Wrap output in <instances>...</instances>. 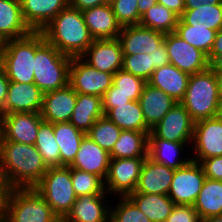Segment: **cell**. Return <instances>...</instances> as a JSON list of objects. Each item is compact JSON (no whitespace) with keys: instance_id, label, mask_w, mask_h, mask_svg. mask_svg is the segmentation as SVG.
<instances>
[{"instance_id":"cell-33","label":"cell","mask_w":222,"mask_h":222,"mask_svg":"<svg viewBox=\"0 0 222 222\" xmlns=\"http://www.w3.org/2000/svg\"><path fill=\"white\" fill-rule=\"evenodd\" d=\"M150 132L122 130L120 137L110 152L111 158H137L148 156Z\"/></svg>"},{"instance_id":"cell-46","label":"cell","mask_w":222,"mask_h":222,"mask_svg":"<svg viewBox=\"0 0 222 222\" xmlns=\"http://www.w3.org/2000/svg\"><path fill=\"white\" fill-rule=\"evenodd\" d=\"M200 165L206 178L222 181V156L203 159Z\"/></svg>"},{"instance_id":"cell-36","label":"cell","mask_w":222,"mask_h":222,"mask_svg":"<svg viewBox=\"0 0 222 222\" xmlns=\"http://www.w3.org/2000/svg\"><path fill=\"white\" fill-rule=\"evenodd\" d=\"M179 16L166 6L156 3L142 14L139 24L162 33H173L176 30Z\"/></svg>"},{"instance_id":"cell-57","label":"cell","mask_w":222,"mask_h":222,"mask_svg":"<svg viewBox=\"0 0 222 222\" xmlns=\"http://www.w3.org/2000/svg\"><path fill=\"white\" fill-rule=\"evenodd\" d=\"M216 74L218 75L220 92H221V96H222V73H216Z\"/></svg>"},{"instance_id":"cell-26","label":"cell","mask_w":222,"mask_h":222,"mask_svg":"<svg viewBox=\"0 0 222 222\" xmlns=\"http://www.w3.org/2000/svg\"><path fill=\"white\" fill-rule=\"evenodd\" d=\"M138 101L145 122L150 128L160 122L168 111L177 103L171 96L148 83L145 84Z\"/></svg>"},{"instance_id":"cell-54","label":"cell","mask_w":222,"mask_h":222,"mask_svg":"<svg viewBox=\"0 0 222 222\" xmlns=\"http://www.w3.org/2000/svg\"><path fill=\"white\" fill-rule=\"evenodd\" d=\"M156 3H158L157 0H138L137 5L139 14L142 16L143 13H145Z\"/></svg>"},{"instance_id":"cell-44","label":"cell","mask_w":222,"mask_h":222,"mask_svg":"<svg viewBox=\"0 0 222 222\" xmlns=\"http://www.w3.org/2000/svg\"><path fill=\"white\" fill-rule=\"evenodd\" d=\"M165 222H202L197 211L191 205L175 204Z\"/></svg>"},{"instance_id":"cell-52","label":"cell","mask_w":222,"mask_h":222,"mask_svg":"<svg viewBox=\"0 0 222 222\" xmlns=\"http://www.w3.org/2000/svg\"><path fill=\"white\" fill-rule=\"evenodd\" d=\"M10 190V187L8 186L4 174H3V170L1 168V164H0V209L4 203V200L6 199L8 192Z\"/></svg>"},{"instance_id":"cell-45","label":"cell","mask_w":222,"mask_h":222,"mask_svg":"<svg viewBox=\"0 0 222 222\" xmlns=\"http://www.w3.org/2000/svg\"><path fill=\"white\" fill-rule=\"evenodd\" d=\"M101 98L104 114H106L111 108L117 107V105L126 104L132 101L127 95H124L121 92H115L114 84H112Z\"/></svg>"},{"instance_id":"cell-5","label":"cell","mask_w":222,"mask_h":222,"mask_svg":"<svg viewBox=\"0 0 222 222\" xmlns=\"http://www.w3.org/2000/svg\"><path fill=\"white\" fill-rule=\"evenodd\" d=\"M60 219L34 188H10L0 222H56Z\"/></svg>"},{"instance_id":"cell-9","label":"cell","mask_w":222,"mask_h":222,"mask_svg":"<svg viewBox=\"0 0 222 222\" xmlns=\"http://www.w3.org/2000/svg\"><path fill=\"white\" fill-rule=\"evenodd\" d=\"M112 84L113 74L93 68L81 57H72L69 85L76 93L102 97Z\"/></svg>"},{"instance_id":"cell-2","label":"cell","mask_w":222,"mask_h":222,"mask_svg":"<svg viewBox=\"0 0 222 222\" xmlns=\"http://www.w3.org/2000/svg\"><path fill=\"white\" fill-rule=\"evenodd\" d=\"M45 40L69 57H81L93 42L82 11L67 6L42 30Z\"/></svg>"},{"instance_id":"cell-24","label":"cell","mask_w":222,"mask_h":222,"mask_svg":"<svg viewBox=\"0 0 222 222\" xmlns=\"http://www.w3.org/2000/svg\"><path fill=\"white\" fill-rule=\"evenodd\" d=\"M189 77L190 74L169 63L156 68L147 83L180 102L185 96Z\"/></svg>"},{"instance_id":"cell-32","label":"cell","mask_w":222,"mask_h":222,"mask_svg":"<svg viewBox=\"0 0 222 222\" xmlns=\"http://www.w3.org/2000/svg\"><path fill=\"white\" fill-rule=\"evenodd\" d=\"M85 135L86 133L70 122L54 123V136L60 150L61 166H69L74 161Z\"/></svg>"},{"instance_id":"cell-49","label":"cell","mask_w":222,"mask_h":222,"mask_svg":"<svg viewBox=\"0 0 222 222\" xmlns=\"http://www.w3.org/2000/svg\"><path fill=\"white\" fill-rule=\"evenodd\" d=\"M157 2L161 5L166 6L168 9L177 14L179 17L185 11L184 0H157Z\"/></svg>"},{"instance_id":"cell-42","label":"cell","mask_w":222,"mask_h":222,"mask_svg":"<svg viewBox=\"0 0 222 222\" xmlns=\"http://www.w3.org/2000/svg\"><path fill=\"white\" fill-rule=\"evenodd\" d=\"M122 69L146 82L155 70L151 55L147 53L123 55Z\"/></svg>"},{"instance_id":"cell-51","label":"cell","mask_w":222,"mask_h":222,"mask_svg":"<svg viewBox=\"0 0 222 222\" xmlns=\"http://www.w3.org/2000/svg\"><path fill=\"white\" fill-rule=\"evenodd\" d=\"M222 54V29L216 32L213 46L210 50L208 60L209 63L218 55Z\"/></svg>"},{"instance_id":"cell-22","label":"cell","mask_w":222,"mask_h":222,"mask_svg":"<svg viewBox=\"0 0 222 222\" xmlns=\"http://www.w3.org/2000/svg\"><path fill=\"white\" fill-rule=\"evenodd\" d=\"M173 174L174 169L157 163L147 156L134 192L168 195Z\"/></svg>"},{"instance_id":"cell-61","label":"cell","mask_w":222,"mask_h":222,"mask_svg":"<svg viewBox=\"0 0 222 222\" xmlns=\"http://www.w3.org/2000/svg\"><path fill=\"white\" fill-rule=\"evenodd\" d=\"M107 3H111V2H113L114 0H105Z\"/></svg>"},{"instance_id":"cell-10","label":"cell","mask_w":222,"mask_h":222,"mask_svg":"<svg viewBox=\"0 0 222 222\" xmlns=\"http://www.w3.org/2000/svg\"><path fill=\"white\" fill-rule=\"evenodd\" d=\"M206 176L199 162L190 160L174 170L168 196L175 204L193 206Z\"/></svg>"},{"instance_id":"cell-27","label":"cell","mask_w":222,"mask_h":222,"mask_svg":"<svg viewBox=\"0 0 222 222\" xmlns=\"http://www.w3.org/2000/svg\"><path fill=\"white\" fill-rule=\"evenodd\" d=\"M191 143H180L160 138H149L148 141V157L153 161L164 164L165 166L174 170L183 167L190 160L191 157L184 159L178 155L184 150V147H188Z\"/></svg>"},{"instance_id":"cell-55","label":"cell","mask_w":222,"mask_h":222,"mask_svg":"<svg viewBox=\"0 0 222 222\" xmlns=\"http://www.w3.org/2000/svg\"><path fill=\"white\" fill-rule=\"evenodd\" d=\"M209 68L215 73H222V54H218L210 63Z\"/></svg>"},{"instance_id":"cell-62","label":"cell","mask_w":222,"mask_h":222,"mask_svg":"<svg viewBox=\"0 0 222 222\" xmlns=\"http://www.w3.org/2000/svg\"><path fill=\"white\" fill-rule=\"evenodd\" d=\"M0 70H1V53H0Z\"/></svg>"},{"instance_id":"cell-19","label":"cell","mask_w":222,"mask_h":222,"mask_svg":"<svg viewBox=\"0 0 222 222\" xmlns=\"http://www.w3.org/2000/svg\"><path fill=\"white\" fill-rule=\"evenodd\" d=\"M107 197L109 198L108 194L77 197L64 219L67 222H110L111 205L107 203L111 200H107Z\"/></svg>"},{"instance_id":"cell-29","label":"cell","mask_w":222,"mask_h":222,"mask_svg":"<svg viewBox=\"0 0 222 222\" xmlns=\"http://www.w3.org/2000/svg\"><path fill=\"white\" fill-rule=\"evenodd\" d=\"M128 198L151 222H165L175 205L168 195L134 192Z\"/></svg>"},{"instance_id":"cell-58","label":"cell","mask_w":222,"mask_h":222,"mask_svg":"<svg viewBox=\"0 0 222 222\" xmlns=\"http://www.w3.org/2000/svg\"><path fill=\"white\" fill-rule=\"evenodd\" d=\"M218 116L222 119V97H221L220 110Z\"/></svg>"},{"instance_id":"cell-60","label":"cell","mask_w":222,"mask_h":222,"mask_svg":"<svg viewBox=\"0 0 222 222\" xmlns=\"http://www.w3.org/2000/svg\"><path fill=\"white\" fill-rule=\"evenodd\" d=\"M0 138H1V116H0Z\"/></svg>"},{"instance_id":"cell-50","label":"cell","mask_w":222,"mask_h":222,"mask_svg":"<svg viewBox=\"0 0 222 222\" xmlns=\"http://www.w3.org/2000/svg\"><path fill=\"white\" fill-rule=\"evenodd\" d=\"M10 80L5 72L0 70V113L4 110L5 100L9 88Z\"/></svg>"},{"instance_id":"cell-6","label":"cell","mask_w":222,"mask_h":222,"mask_svg":"<svg viewBox=\"0 0 222 222\" xmlns=\"http://www.w3.org/2000/svg\"><path fill=\"white\" fill-rule=\"evenodd\" d=\"M71 60L45 41L35 52L34 83L43 93L66 87Z\"/></svg>"},{"instance_id":"cell-14","label":"cell","mask_w":222,"mask_h":222,"mask_svg":"<svg viewBox=\"0 0 222 222\" xmlns=\"http://www.w3.org/2000/svg\"><path fill=\"white\" fill-rule=\"evenodd\" d=\"M40 113L21 112L1 115L0 141L35 145L42 121Z\"/></svg>"},{"instance_id":"cell-4","label":"cell","mask_w":222,"mask_h":222,"mask_svg":"<svg viewBox=\"0 0 222 222\" xmlns=\"http://www.w3.org/2000/svg\"><path fill=\"white\" fill-rule=\"evenodd\" d=\"M221 92L218 75L210 68L191 74L180 103L194 122L219 115Z\"/></svg>"},{"instance_id":"cell-47","label":"cell","mask_w":222,"mask_h":222,"mask_svg":"<svg viewBox=\"0 0 222 222\" xmlns=\"http://www.w3.org/2000/svg\"><path fill=\"white\" fill-rule=\"evenodd\" d=\"M149 55H151L152 64H154L155 69L170 63L165 41L158 45Z\"/></svg>"},{"instance_id":"cell-15","label":"cell","mask_w":222,"mask_h":222,"mask_svg":"<svg viewBox=\"0 0 222 222\" xmlns=\"http://www.w3.org/2000/svg\"><path fill=\"white\" fill-rule=\"evenodd\" d=\"M81 58L93 68L115 74L122 69L123 51L120 40H93Z\"/></svg>"},{"instance_id":"cell-7","label":"cell","mask_w":222,"mask_h":222,"mask_svg":"<svg viewBox=\"0 0 222 222\" xmlns=\"http://www.w3.org/2000/svg\"><path fill=\"white\" fill-rule=\"evenodd\" d=\"M34 189L45 199L60 219L66 217L77 199L72 186L69 166L48 167Z\"/></svg>"},{"instance_id":"cell-43","label":"cell","mask_w":222,"mask_h":222,"mask_svg":"<svg viewBox=\"0 0 222 222\" xmlns=\"http://www.w3.org/2000/svg\"><path fill=\"white\" fill-rule=\"evenodd\" d=\"M137 1L114 0L110 3L121 27L139 24L141 15L138 12Z\"/></svg>"},{"instance_id":"cell-16","label":"cell","mask_w":222,"mask_h":222,"mask_svg":"<svg viewBox=\"0 0 222 222\" xmlns=\"http://www.w3.org/2000/svg\"><path fill=\"white\" fill-rule=\"evenodd\" d=\"M43 94L35 83L10 81L4 110L0 115L21 112L40 113Z\"/></svg>"},{"instance_id":"cell-3","label":"cell","mask_w":222,"mask_h":222,"mask_svg":"<svg viewBox=\"0 0 222 222\" xmlns=\"http://www.w3.org/2000/svg\"><path fill=\"white\" fill-rule=\"evenodd\" d=\"M45 41L41 31H32L0 44L1 69L10 81L34 83L35 52Z\"/></svg>"},{"instance_id":"cell-40","label":"cell","mask_w":222,"mask_h":222,"mask_svg":"<svg viewBox=\"0 0 222 222\" xmlns=\"http://www.w3.org/2000/svg\"><path fill=\"white\" fill-rule=\"evenodd\" d=\"M118 201L110 208V222H151L128 197H119Z\"/></svg>"},{"instance_id":"cell-1","label":"cell","mask_w":222,"mask_h":222,"mask_svg":"<svg viewBox=\"0 0 222 222\" xmlns=\"http://www.w3.org/2000/svg\"><path fill=\"white\" fill-rule=\"evenodd\" d=\"M0 164L10 188H34L48 170L35 145L0 141Z\"/></svg>"},{"instance_id":"cell-53","label":"cell","mask_w":222,"mask_h":222,"mask_svg":"<svg viewBox=\"0 0 222 222\" xmlns=\"http://www.w3.org/2000/svg\"><path fill=\"white\" fill-rule=\"evenodd\" d=\"M184 2H185V9H193V8H196V6H199V4H202V5L221 4L222 0H184Z\"/></svg>"},{"instance_id":"cell-35","label":"cell","mask_w":222,"mask_h":222,"mask_svg":"<svg viewBox=\"0 0 222 222\" xmlns=\"http://www.w3.org/2000/svg\"><path fill=\"white\" fill-rule=\"evenodd\" d=\"M35 146L47 167H61V156L54 136V124L42 120L36 137Z\"/></svg>"},{"instance_id":"cell-59","label":"cell","mask_w":222,"mask_h":222,"mask_svg":"<svg viewBox=\"0 0 222 222\" xmlns=\"http://www.w3.org/2000/svg\"><path fill=\"white\" fill-rule=\"evenodd\" d=\"M56 222H67L65 219H58Z\"/></svg>"},{"instance_id":"cell-11","label":"cell","mask_w":222,"mask_h":222,"mask_svg":"<svg viewBox=\"0 0 222 222\" xmlns=\"http://www.w3.org/2000/svg\"><path fill=\"white\" fill-rule=\"evenodd\" d=\"M194 123L185 107L177 102L162 120L151 128L149 138L192 143Z\"/></svg>"},{"instance_id":"cell-21","label":"cell","mask_w":222,"mask_h":222,"mask_svg":"<svg viewBox=\"0 0 222 222\" xmlns=\"http://www.w3.org/2000/svg\"><path fill=\"white\" fill-rule=\"evenodd\" d=\"M85 23L94 40L117 39L121 25L113 13L111 4L88 8L82 11Z\"/></svg>"},{"instance_id":"cell-8","label":"cell","mask_w":222,"mask_h":222,"mask_svg":"<svg viewBox=\"0 0 222 222\" xmlns=\"http://www.w3.org/2000/svg\"><path fill=\"white\" fill-rule=\"evenodd\" d=\"M146 157L111 158L104 184L106 192L116 197L134 193Z\"/></svg>"},{"instance_id":"cell-25","label":"cell","mask_w":222,"mask_h":222,"mask_svg":"<svg viewBox=\"0 0 222 222\" xmlns=\"http://www.w3.org/2000/svg\"><path fill=\"white\" fill-rule=\"evenodd\" d=\"M31 32L24 21L20 0H0V44Z\"/></svg>"},{"instance_id":"cell-31","label":"cell","mask_w":222,"mask_h":222,"mask_svg":"<svg viewBox=\"0 0 222 222\" xmlns=\"http://www.w3.org/2000/svg\"><path fill=\"white\" fill-rule=\"evenodd\" d=\"M105 116L121 130L151 132V128L145 122L139 101L117 105V107L111 108Z\"/></svg>"},{"instance_id":"cell-28","label":"cell","mask_w":222,"mask_h":222,"mask_svg":"<svg viewBox=\"0 0 222 222\" xmlns=\"http://www.w3.org/2000/svg\"><path fill=\"white\" fill-rule=\"evenodd\" d=\"M105 116L102 98L95 95L77 93V101L70 123L87 133L95 122Z\"/></svg>"},{"instance_id":"cell-37","label":"cell","mask_w":222,"mask_h":222,"mask_svg":"<svg viewBox=\"0 0 222 222\" xmlns=\"http://www.w3.org/2000/svg\"><path fill=\"white\" fill-rule=\"evenodd\" d=\"M175 33L190 45L201 50L207 56H209L210 50L215 40V30L186 25L179 18Z\"/></svg>"},{"instance_id":"cell-34","label":"cell","mask_w":222,"mask_h":222,"mask_svg":"<svg viewBox=\"0 0 222 222\" xmlns=\"http://www.w3.org/2000/svg\"><path fill=\"white\" fill-rule=\"evenodd\" d=\"M179 18L186 25L208 28L217 32L222 29V3L216 5L199 4L196 8L185 9Z\"/></svg>"},{"instance_id":"cell-38","label":"cell","mask_w":222,"mask_h":222,"mask_svg":"<svg viewBox=\"0 0 222 222\" xmlns=\"http://www.w3.org/2000/svg\"><path fill=\"white\" fill-rule=\"evenodd\" d=\"M121 129L106 116L98 119L86 133L96 144L111 152L121 134Z\"/></svg>"},{"instance_id":"cell-48","label":"cell","mask_w":222,"mask_h":222,"mask_svg":"<svg viewBox=\"0 0 222 222\" xmlns=\"http://www.w3.org/2000/svg\"><path fill=\"white\" fill-rule=\"evenodd\" d=\"M107 3L105 0H69V6L83 11Z\"/></svg>"},{"instance_id":"cell-23","label":"cell","mask_w":222,"mask_h":222,"mask_svg":"<svg viewBox=\"0 0 222 222\" xmlns=\"http://www.w3.org/2000/svg\"><path fill=\"white\" fill-rule=\"evenodd\" d=\"M25 23L32 31H41L69 5V0H20Z\"/></svg>"},{"instance_id":"cell-20","label":"cell","mask_w":222,"mask_h":222,"mask_svg":"<svg viewBox=\"0 0 222 222\" xmlns=\"http://www.w3.org/2000/svg\"><path fill=\"white\" fill-rule=\"evenodd\" d=\"M110 160V153L102 149L88 135H85L77 155L69 167L95 174L104 180Z\"/></svg>"},{"instance_id":"cell-12","label":"cell","mask_w":222,"mask_h":222,"mask_svg":"<svg viewBox=\"0 0 222 222\" xmlns=\"http://www.w3.org/2000/svg\"><path fill=\"white\" fill-rule=\"evenodd\" d=\"M189 147L194 149V157L191 160L195 162L200 163L206 158L222 156V119L216 116L195 122Z\"/></svg>"},{"instance_id":"cell-30","label":"cell","mask_w":222,"mask_h":222,"mask_svg":"<svg viewBox=\"0 0 222 222\" xmlns=\"http://www.w3.org/2000/svg\"><path fill=\"white\" fill-rule=\"evenodd\" d=\"M193 207L201 221L222 215V181L206 178Z\"/></svg>"},{"instance_id":"cell-39","label":"cell","mask_w":222,"mask_h":222,"mask_svg":"<svg viewBox=\"0 0 222 222\" xmlns=\"http://www.w3.org/2000/svg\"><path fill=\"white\" fill-rule=\"evenodd\" d=\"M71 181L77 197L83 195L108 194L104 180L95 174L71 168Z\"/></svg>"},{"instance_id":"cell-41","label":"cell","mask_w":222,"mask_h":222,"mask_svg":"<svg viewBox=\"0 0 222 222\" xmlns=\"http://www.w3.org/2000/svg\"><path fill=\"white\" fill-rule=\"evenodd\" d=\"M147 82L129 72L120 69L113 74L115 92L127 95L132 101H138Z\"/></svg>"},{"instance_id":"cell-13","label":"cell","mask_w":222,"mask_h":222,"mask_svg":"<svg viewBox=\"0 0 222 222\" xmlns=\"http://www.w3.org/2000/svg\"><path fill=\"white\" fill-rule=\"evenodd\" d=\"M164 41L169 62L188 74H195L209 68L208 56L193 47L175 32L165 35Z\"/></svg>"},{"instance_id":"cell-18","label":"cell","mask_w":222,"mask_h":222,"mask_svg":"<svg viewBox=\"0 0 222 222\" xmlns=\"http://www.w3.org/2000/svg\"><path fill=\"white\" fill-rule=\"evenodd\" d=\"M165 33L140 24L122 27L118 39L122 45L123 55L152 53L165 38Z\"/></svg>"},{"instance_id":"cell-17","label":"cell","mask_w":222,"mask_h":222,"mask_svg":"<svg viewBox=\"0 0 222 222\" xmlns=\"http://www.w3.org/2000/svg\"><path fill=\"white\" fill-rule=\"evenodd\" d=\"M77 101V93L68 84L66 87L43 94L40 115L52 124L69 122Z\"/></svg>"},{"instance_id":"cell-56","label":"cell","mask_w":222,"mask_h":222,"mask_svg":"<svg viewBox=\"0 0 222 222\" xmlns=\"http://www.w3.org/2000/svg\"><path fill=\"white\" fill-rule=\"evenodd\" d=\"M202 222H222V215L212 216Z\"/></svg>"}]
</instances>
